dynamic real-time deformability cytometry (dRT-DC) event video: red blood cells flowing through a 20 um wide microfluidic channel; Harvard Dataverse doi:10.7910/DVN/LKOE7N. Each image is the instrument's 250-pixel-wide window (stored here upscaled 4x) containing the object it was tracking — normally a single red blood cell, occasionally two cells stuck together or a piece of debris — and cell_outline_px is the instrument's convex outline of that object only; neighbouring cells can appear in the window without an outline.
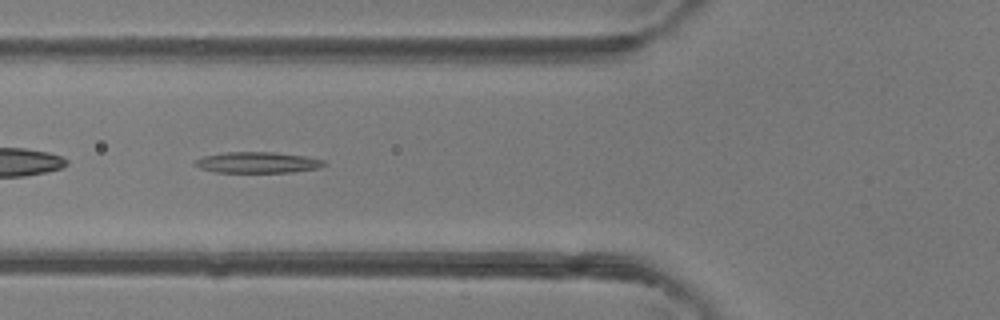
{"species": "common noctule bat (a hibernating species)", "species_latin": "Nyctalus noctula", "temperature_condition": "room temperature", "stored_images_in_passage": 39, "camera_frame_rate_fps": 3000, "um_per_image_px": 0.085, "animal": {"sex": "female"}, "frame": {"image": 1, "passage_image": 10, "time_ms": 3.0, "image_size_px": [1000, 320], "cell_outline_px": [[328, 164], [320, 168], [292, 172], [216, 172], [200, 168], [192, 164], [196, 160], [204, 156], [228, 152], [276, 152], [304, 156], [324, 160]], "centroid_in_image_um": [21.93, 13.81], "position_along_channel_um": 103.9, "area_um2": 15.78}}
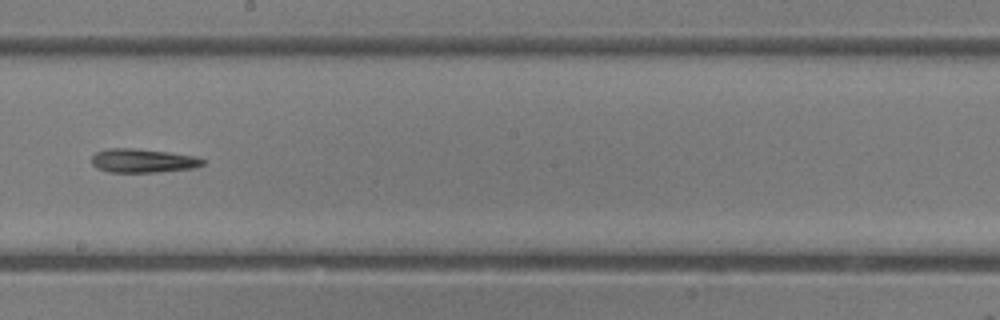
{"frame": {"image": 2, "passage_image": 19, "time_ms": 6.0, "image_size_px": [1000, 320], "cell_outline_px": [[204, 164], [192, 168], [156, 172], [108, 172], [96, 168], [92, 164], [92, 156], [96, 152], [108, 148], [132, 148], [168, 152], [196, 156], [204, 160]], "centroid_in_image_um": [12.11, 13.66], "position_along_channel_um": 236.1, "area_um2": 15.37}}
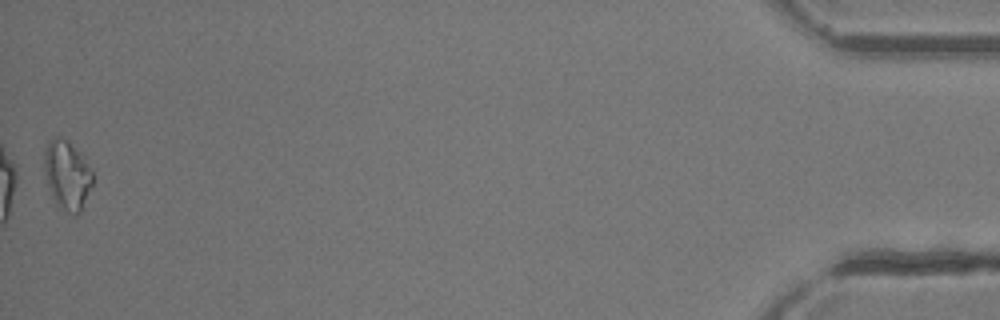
{"frame": {"image": 3, "passage_image": 39, "time_ms": 12.667, "image_size_px": [1000, 320], "cell_outline_px": [[92, 188], [80, 212], [76, 216], [68, 212], [56, 204], [52, 196], [48, 184], [44, 168], [44, 152], [48, 140], [56, 136], [60, 136], [68, 140], [84, 156], [92, 168]], "centroid_in_image_um": [5.73, 14.85], "position_along_channel_um": 429.5, "area_um2": 19.71}, "authors_computed_cell_mechanics": {"area_um2": 15.6638, "velocity_mm_per_s": 4.3881, "shape_relaxation_time_tau1_ms": 9.9426, "shape_relaxation_time_tau2_ms": null, "deformation_change_tau1": 0.2451, "deformation_change_tau2": null}}